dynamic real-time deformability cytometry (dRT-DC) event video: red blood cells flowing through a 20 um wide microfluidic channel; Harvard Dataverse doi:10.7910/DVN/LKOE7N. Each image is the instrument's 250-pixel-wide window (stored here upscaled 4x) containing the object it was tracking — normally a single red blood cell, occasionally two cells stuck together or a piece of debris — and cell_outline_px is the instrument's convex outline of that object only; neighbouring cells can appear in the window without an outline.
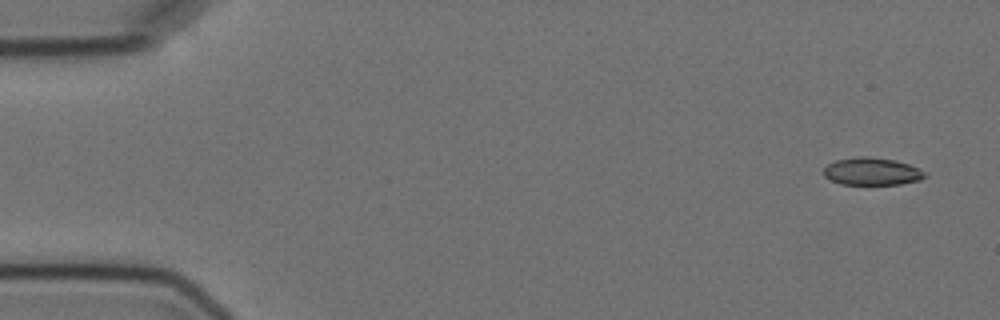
{"species": "Egyptian fruit bat (a non-hibernating species)", "species_latin": "Rousettus aegyptiacus", "temperature_condition": "cold", "stored_images_in_passage": 5, "camera_frame_rate_fps": 3000, "um_per_image_px": 0.085, "animal": {"sex": "female"}, "frame": {"image": 1, "passage_image": 1, "time_ms": 0.0, "image_size_px": [1000, 320], "cell_outline_px": [[928, 176], [920, 180], [900, 184], [840, 184], [824, 176], [824, 168], [828, 164], [836, 160], [860, 156], [868, 156], [896, 160], [908, 164], [924, 172]], "centroid_in_image_um": [74.11, 14.57], "position_along_channel_um": 10.9, "area_um2": 16.13}}
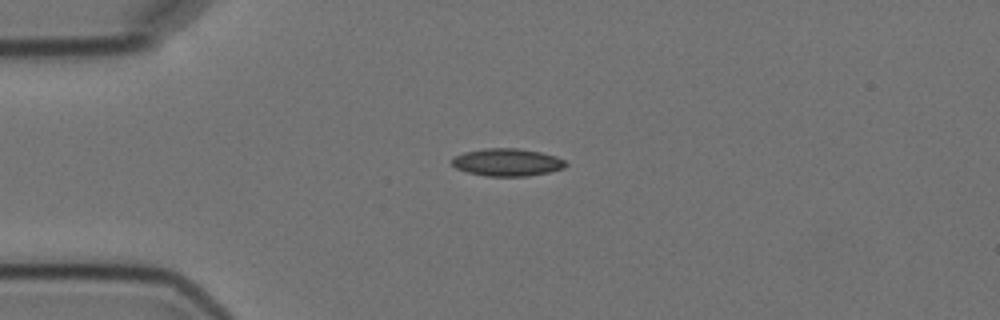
{"frame": {"image": 2, "passage_image": 4, "time_ms": 3.667, "image_size_px": [1000, 320], "cell_outline_px": [[568, 164], [564, 168], [548, 172], [528, 176], [488, 176], [468, 172], [456, 168], [452, 164], [452, 160], [456, 156], [464, 152], [484, 148], [520, 148], [540, 152], [556, 156], [564, 160]], "centroid_in_image_um": [43.13, 13.79], "position_along_channel_um": 41.9, "area_um2": 18.21}}